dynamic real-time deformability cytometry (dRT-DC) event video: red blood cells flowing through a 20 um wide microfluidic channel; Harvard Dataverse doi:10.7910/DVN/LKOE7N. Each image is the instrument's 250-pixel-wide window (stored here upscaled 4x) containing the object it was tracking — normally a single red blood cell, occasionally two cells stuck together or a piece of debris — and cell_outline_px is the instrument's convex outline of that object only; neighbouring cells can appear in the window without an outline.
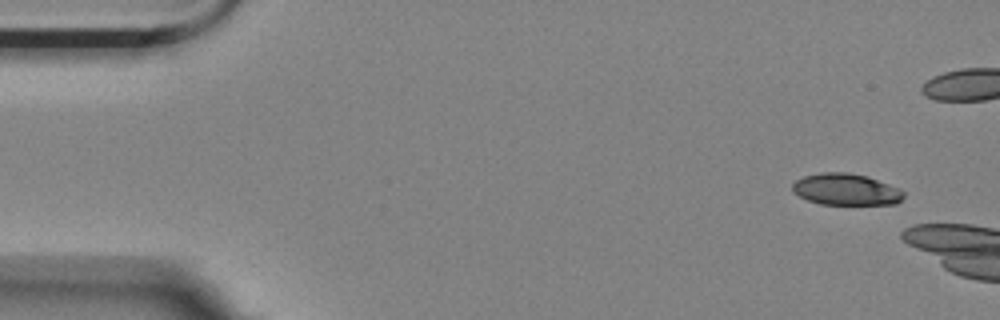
{"species": "Egyptian fruit bat (a non-hibernating species)", "species_latin": "Rousettus aegyptiacus", "temperature_condition": "room temperature", "stored_images_in_passage": 8, "camera_frame_rate_fps": 3000, "um_per_image_px": 0.085, "animal": {"sex": "female"}, "frame": {"image": 1, "passage_image": 1, "time_ms": 0.0, "image_size_px": [1000, 320], "cell_outline_px": [[904, 196], [896, 204], [820, 204], [808, 200], [792, 192], [792, 184], [796, 180], [804, 176], [820, 172], [848, 172], [868, 176], [900, 188], [904, 192]], "centroid_in_image_um": [71.91, 16.09], "position_along_channel_um": 13.1, "area_um2": 20.58}}
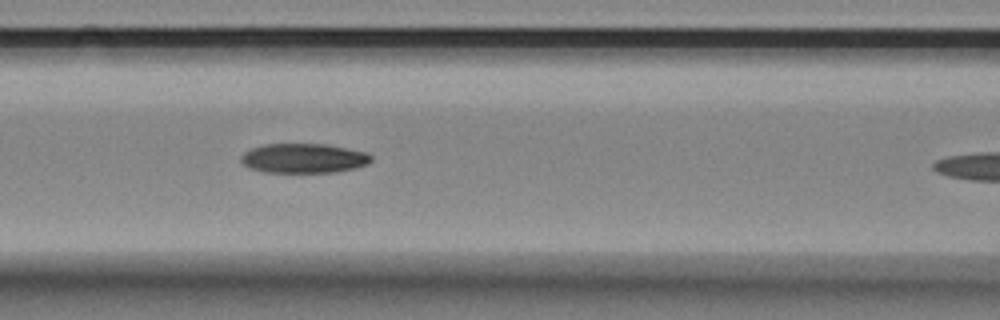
{"frame": {"image": 2, "passage_image": 7, "time_ms": 2.0, "image_size_px": [1000, 320], "cell_outline_px": [[372, 160], [368, 164], [336, 172], [264, 172], [248, 168], [240, 160], [240, 156], [244, 152], [252, 148], [264, 144], [328, 144], [368, 152], [372, 156]], "centroid_in_image_um": [25.81, 13.44], "position_along_channel_um": 140.8, "area_um2": 22.54}}